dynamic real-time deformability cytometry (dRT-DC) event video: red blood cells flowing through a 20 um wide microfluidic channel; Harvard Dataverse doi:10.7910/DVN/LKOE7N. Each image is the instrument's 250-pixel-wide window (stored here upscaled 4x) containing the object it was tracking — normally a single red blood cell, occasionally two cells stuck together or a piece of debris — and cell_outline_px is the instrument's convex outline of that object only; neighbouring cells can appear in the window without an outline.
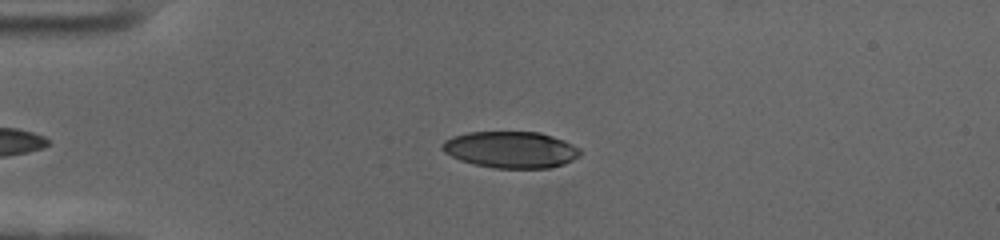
{"species": "human", "species_latin": "Homo sapiens", "temperature_condition": "cold", "stored_images_in_passage": 44, "camera_frame_rate_fps": 3000, "um_per_image_px": 0.085, "donor": {"sex": "female"}, "frame": {"image": 1, "passage_image": 7, "time_ms": 2.0, "image_size_px": [1000, 240], "cell_outline_px": [[580, 156], [564, 164], [552, 168], [492, 168], [472, 164], [460, 160], [444, 152], [440, 148], [440, 144], [444, 140], [452, 136], [468, 132], [540, 132], [564, 140], [580, 148]], "centroid_in_image_um": [43.4, 12.72], "position_along_channel_um": 41.6, "area_um2": 29.65}}
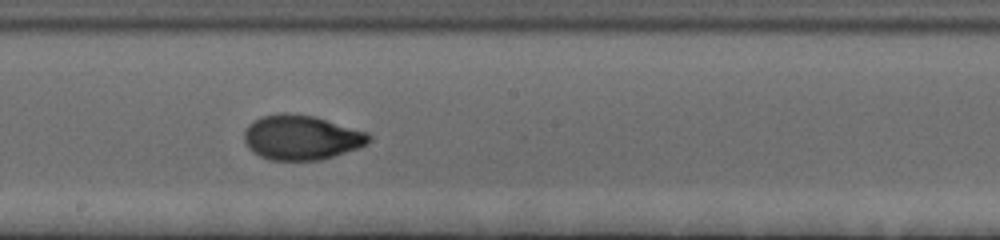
{"frame": {"image": 2, "passage_image": 25, "time_ms": 8.0, "image_size_px": [1000, 240], "cell_outline_px": [[372, 136], [368, 144], [320, 160], [268, 160], [252, 152], [248, 148], [244, 140], [244, 128], [252, 120], [260, 116], [280, 112], [288, 112], [316, 116], [368, 132]], "centroid_in_image_um": [25.57, 11.66], "position_along_channel_um": 222.6, "area_um2": 32.95}}
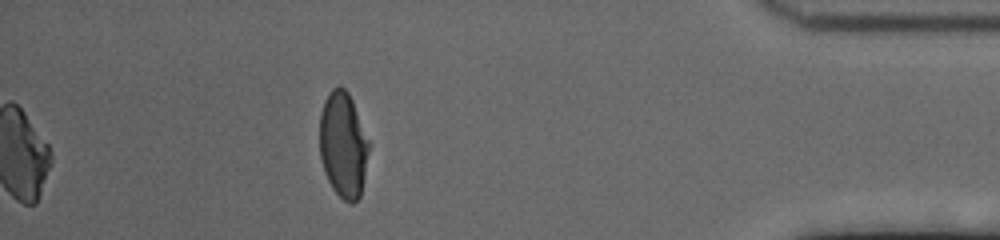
{"frame": {"image": 3, "passage_image": 44, "time_ms": 14.333, "image_size_px": [1000, 240], "cell_outline_px": [[368, 152], [364, 176], [360, 196], [352, 204], [348, 204], [332, 188], [324, 172], [320, 156], [320, 112], [324, 100], [328, 92], [332, 88], [340, 84], [348, 92], [352, 100], [368, 140]], "centroid_in_image_um": [29.14, 12.29], "position_along_channel_um": 406.1, "area_um2": 30.23}, "authors_computed_cell_mechanics": {"area_um2": 31.7611, "velocity_mm_per_s": 3.5575, "shape_relaxation_time_tau1_ms": 5.4224, "shape_relaxation_time_tau2_ms": 0.924, "deformation_change_tau1": 0.2051, "deformation_change_tau2": 0.0467}}